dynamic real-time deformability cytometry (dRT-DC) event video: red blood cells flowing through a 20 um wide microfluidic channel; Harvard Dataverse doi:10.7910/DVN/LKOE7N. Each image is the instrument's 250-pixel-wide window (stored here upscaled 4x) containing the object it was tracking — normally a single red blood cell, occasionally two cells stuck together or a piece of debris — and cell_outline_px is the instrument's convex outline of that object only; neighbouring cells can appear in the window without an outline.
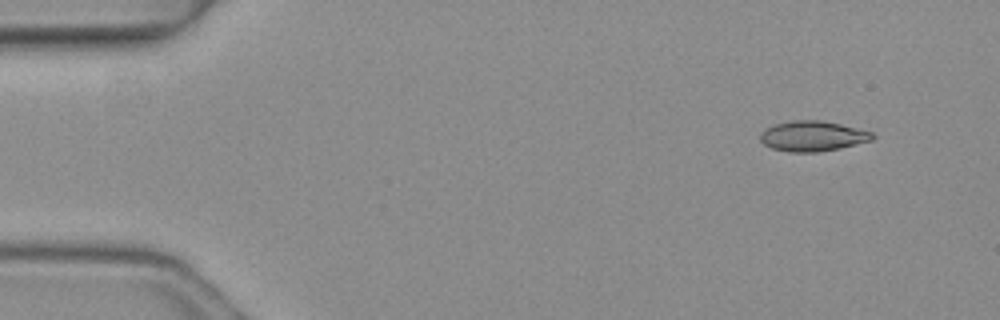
{"species": "common noctule bat (a hibernating species)", "species_latin": "Nyctalus noctula", "temperature_condition": "warm", "stored_images_in_passage": 7, "camera_frame_rate_fps": 3000, "um_per_image_px": 0.085, "animal": {"sex": "female", "body_mass_g": 19.3, "forearm_length_mm": 54.1}, "frame": {"image": 1, "passage_image": 2, "time_ms": 0.333, "image_size_px": [1000, 320], "cell_outline_px": [[876, 136], [872, 140], [840, 148], [816, 152], [788, 152], [772, 148], [764, 144], [760, 140], [760, 132], [764, 128], [776, 124], [792, 120], [820, 120], [840, 124], [872, 132]], "centroid_in_image_um": [69.05, 11.57], "position_along_channel_um": 16.0, "area_um2": 19.77}}
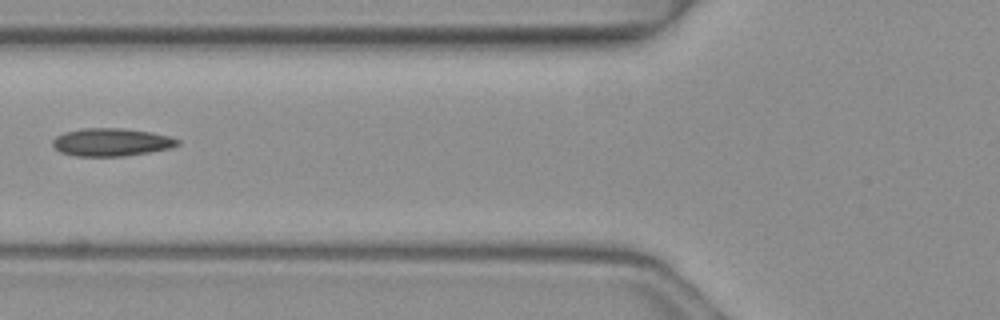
{"frame": {"image": 2, "passage_image": 6, "time_ms": 1.667, "image_size_px": [1000, 320], "cell_outline_px": [[180, 144], [172, 148], [124, 156], [76, 156], [60, 152], [52, 144], [52, 140], [56, 136], [64, 132], [84, 128], [120, 128], [152, 132], [168, 136], [180, 140]], "centroid_in_image_um": [9.47, 12.08], "position_along_channel_um": 116.3, "area_um2": 20.29}}
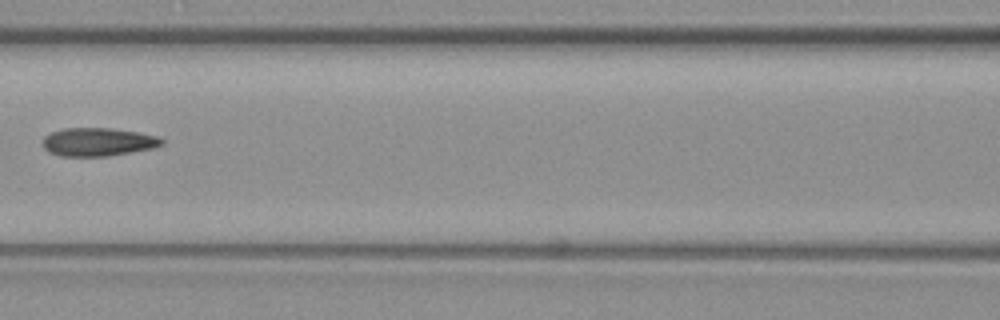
{"frame": {"image": 3, "passage_image": 7, "time_ms": 2.0, "image_size_px": [1000, 320], "cell_outline_px": [[164, 144], [152, 148], [108, 156], [60, 156], [48, 152], [44, 148], [44, 136], [52, 132], [64, 128], [108, 128], [140, 132], [160, 136], [164, 140]], "centroid_in_image_um": [8.36, 12.06], "position_along_channel_um": 158.2, "area_um2": 19.65}}